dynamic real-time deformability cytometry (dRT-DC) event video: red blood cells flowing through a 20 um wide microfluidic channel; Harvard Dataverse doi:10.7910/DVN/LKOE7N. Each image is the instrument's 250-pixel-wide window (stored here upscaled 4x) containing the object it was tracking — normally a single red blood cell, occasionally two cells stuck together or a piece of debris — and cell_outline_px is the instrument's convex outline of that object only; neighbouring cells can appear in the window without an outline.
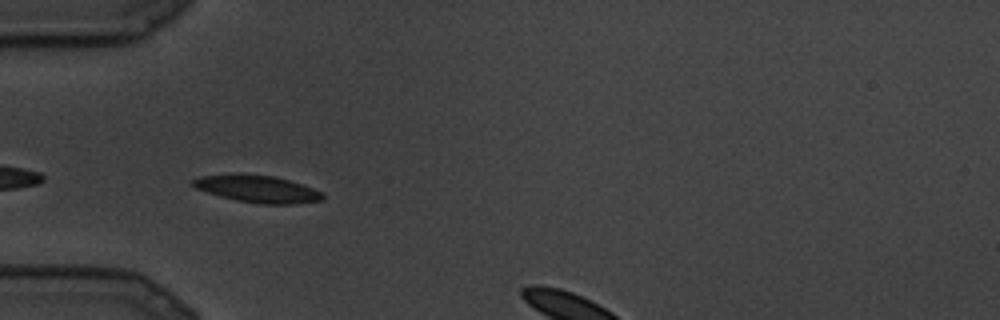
{"species": "common noctule bat (a hibernating species)", "species_latin": "Nyctalus noctula", "temperature_condition": "cold", "stored_images_in_passage": 7, "camera_frame_rate_fps": 3000, "um_per_image_px": 0.085, "animal": {"sex": "male", "body_mass_g": 19.5, "forearm_length_mm": 54.6}, "frame": {"image": 1, "passage_image": 5, "time_ms": 1.333, "image_size_px": [1000, 320], "cell_outline_px": [[324, 200], [292, 204], [260, 204], [236, 200], [220, 196], [196, 188], [192, 184], [192, 180], [200, 176], [232, 172], [244, 172], [276, 176], [324, 192]], "centroid_in_image_um": [21.87, 16.03], "position_along_channel_um": 63.1, "area_um2": 20.98}}